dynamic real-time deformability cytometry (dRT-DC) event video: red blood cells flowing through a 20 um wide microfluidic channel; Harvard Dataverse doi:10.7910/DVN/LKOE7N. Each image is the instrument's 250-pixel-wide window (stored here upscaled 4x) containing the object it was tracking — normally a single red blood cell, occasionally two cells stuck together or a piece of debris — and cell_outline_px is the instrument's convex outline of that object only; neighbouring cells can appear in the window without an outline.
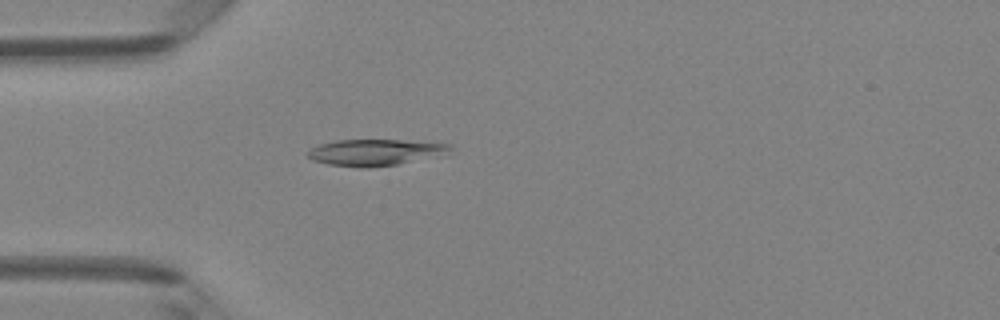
{"species": "Egyptian fruit bat (a non-hibernating species)", "species_latin": "Rousettus aegyptiacus", "temperature_condition": "room temperature", "stored_images_in_passage": 45, "camera_frame_rate_fps": 3000, "um_per_image_px": 0.085, "animal": {"sex": "female"}, "frame": {"image": 1, "passage_image": 11, "time_ms": 3.333, "image_size_px": [1000, 320], "cell_outline_px": [[452, 148], [396, 164], [364, 168], [360, 168], [328, 164], [312, 160], [308, 156], [308, 152], [312, 148], [320, 144], [336, 140], [400, 140], [452, 144]], "centroid_in_image_um": [31.68, 12.94], "position_along_channel_um": 53.3, "area_um2": 20.75}}
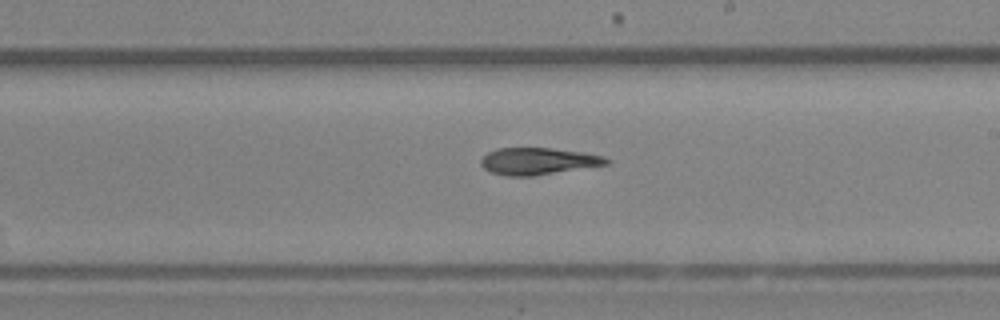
{"frame": {"image": 2, "passage_image": 25, "time_ms": 8.0, "image_size_px": [1000, 320], "cell_outline_px": [[612, 164], [532, 176], [508, 176], [492, 172], [484, 168], [480, 164], [480, 160], [488, 152], [496, 148], [552, 148], [584, 152], [604, 156], [612, 160]], "centroid_in_image_um": [45.8, 13.69], "position_along_channel_um": 243.2, "area_um2": 19.88}}
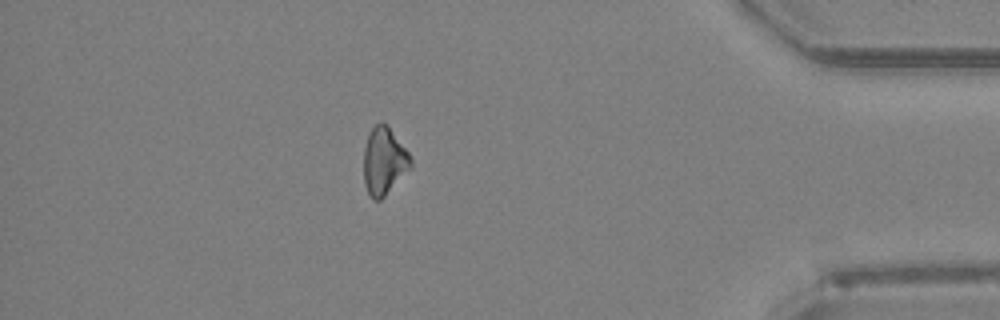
{"frame": {"image": 3, "passage_image": 39, "time_ms": 12.667, "image_size_px": [1000, 320], "cell_outline_px": [[412, 168], [380, 200], [372, 200], [364, 184], [364, 148], [368, 136], [372, 128], [376, 124], [388, 124], [408, 152], [412, 160]], "centroid_in_image_um": [32.66, 13.71], "position_along_channel_um": 402.5, "area_um2": 18.44}, "authors_computed_cell_mechanics": {"area_um2": 20.3456, "velocity_mm_per_s": 4.2667, "shape_relaxation_time_tau1_ms": 6.1777, "shape_relaxation_time_tau2_ms": 7.9596, "deformation_change_tau1": 0.1609, "deformation_change_tau2": 0.1729}}